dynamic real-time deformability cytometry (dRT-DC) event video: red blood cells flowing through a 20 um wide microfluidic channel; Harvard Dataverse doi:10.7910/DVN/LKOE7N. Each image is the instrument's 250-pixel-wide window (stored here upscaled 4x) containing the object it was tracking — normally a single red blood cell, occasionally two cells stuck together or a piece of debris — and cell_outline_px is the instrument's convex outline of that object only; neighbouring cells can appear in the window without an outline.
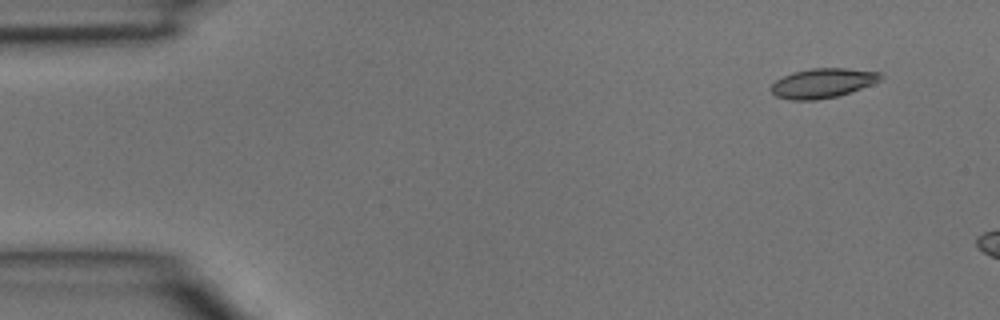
{"species": "common noctule bat (a hibernating species)", "species_latin": "Nyctalus noctula", "temperature_condition": "room temperature", "stored_images_in_passage": 3, "camera_frame_rate_fps": 3000, "um_per_image_px": 0.085, "animal": {"sex": "male", "body_mass_g": 15.6}, "frame": {"image": 1, "passage_image": 1, "time_ms": 0.0, "image_size_px": [1000, 320], "cell_outline_px": [[884, 76], [880, 80], [872, 84], [852, 92], [840, 96], [816, 100], [792, 100], [776, 96], [768, 88], [776, 80], [792, 72], [812, 68], [848, 68], [880, 72]], "centroid_in_image_um": [69.94, 7.07], "position_along_channel_um": 15.1, "area_um2": 19.07}}